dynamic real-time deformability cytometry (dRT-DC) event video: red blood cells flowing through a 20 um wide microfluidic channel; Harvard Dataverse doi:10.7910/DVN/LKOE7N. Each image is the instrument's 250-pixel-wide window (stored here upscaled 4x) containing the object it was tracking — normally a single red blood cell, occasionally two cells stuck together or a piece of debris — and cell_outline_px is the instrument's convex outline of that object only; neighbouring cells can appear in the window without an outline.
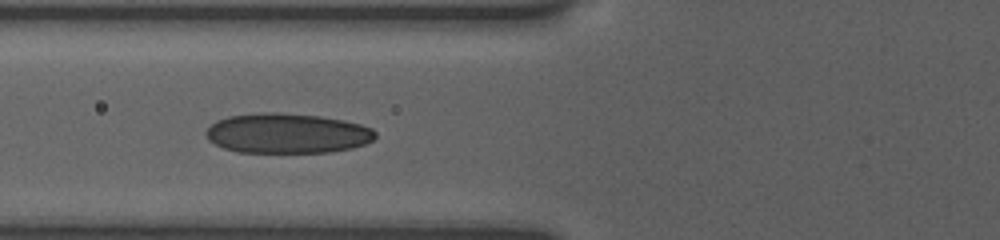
{"species": "human", "species_latin": "Homo sapiens", "temperature_condition": "room temperature", "stored_images_in_passage": 47, "camera_frame_rate_fps": 3000, "um_per_image_px": 0.085, "donor": {"sex": "female"}, "frame": {"image": 1, "passage_image": 16, "time_ms": 5.0, "image_size_px": [1000, 240], "cell_outline_px": [[376, 136], [372, 140], [364, 144], [352, 148], [332, 152], [236, 152], [224, 148], [208, 140], [204, 132], [212, 124], [228, 116], [260, 112], [276, 112], [320, 116], [344, 120], [360, 124], [372, 128], [376, 132]], "centroid_in_image_um": [24.41, 11.33], "position_along_channel_um": 101.4, "area_um2": 39.48}}
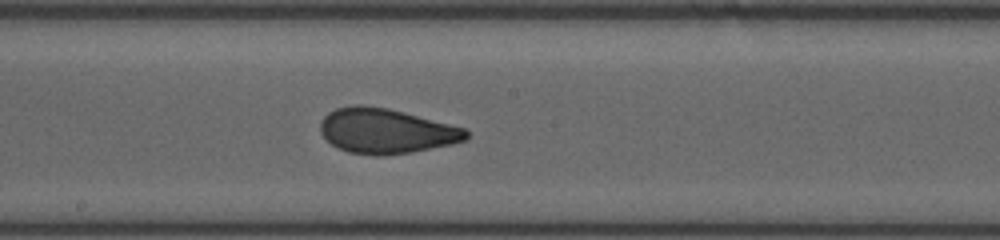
{"frame": {"image": 2, "passage_image": 25, "time_ms": 8.0, "image_size_px": [1000, 240], "cell_outline_px": [[468, 136], [464, 140], [452, 144], [412, 152], [384, 156], [380, 156], [348, 152], [336, 148], [320, 132], [320, 120], [328, 112], [336, 108], [356, 104], [360, 104], [388, 108], [464, 128], [468, 132]], "centroid_in_image_um": [32.77, 11.14], "position_along_channel_um": 215.4, "area_um2": 38.15}}
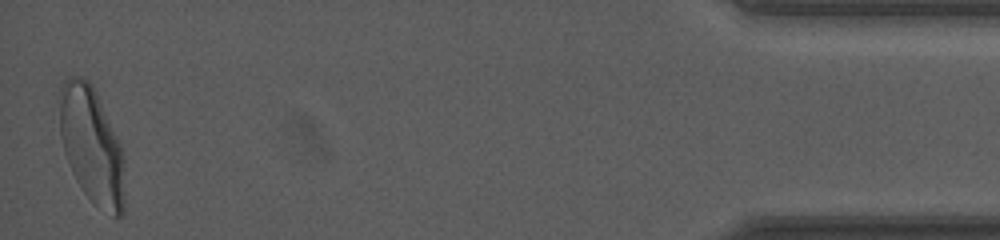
{"frame": {"image": 3, "passage_image": 47, "time_ms": 15.667, "image_size_px": [1000, 240], "cell_outline_px": [[124, 212], [120, 216], [112, 216], [92, 200], [84, 192], [76, 180], [64, 152], [60, 136], [60, 88], [64, 80], [80, 76], [88, 80], [92, 84], [120, 144], [124, 160]], "centroid_in_image_um": [7.8, 12.36], "position_along_channel_um": 427.4, "area_um2": 43.58}, "authors_computed_cell_mechanics": {"area_um2": 38.8416, "velocity_mm_per_s": 3.7825, "shape_relaxation_time_tau1_ms": 5.7287, "shape_relaxation_time_tau2_ms": 0.8447, "deformation_change_tau1": 0.1824, "deformation_change_tau2": 0.0686}}